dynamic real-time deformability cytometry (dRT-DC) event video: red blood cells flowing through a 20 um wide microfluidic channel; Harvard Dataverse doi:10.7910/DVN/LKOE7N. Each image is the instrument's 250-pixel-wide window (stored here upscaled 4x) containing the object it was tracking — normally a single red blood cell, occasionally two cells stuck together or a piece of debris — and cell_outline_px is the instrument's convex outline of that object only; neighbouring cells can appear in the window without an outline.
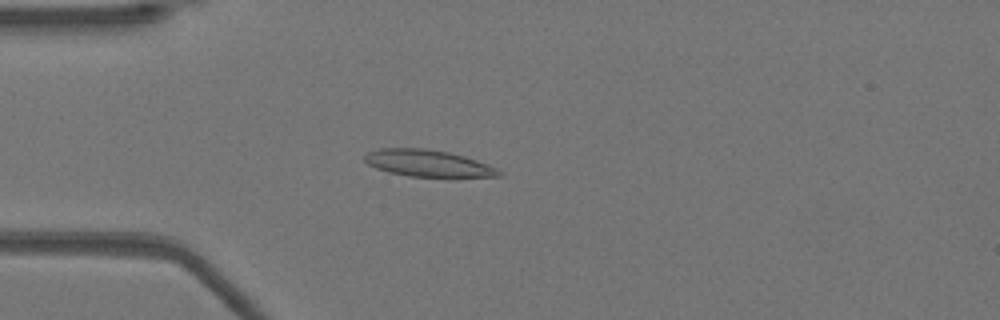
{"species": "Egyptian fruit bat (a non-hibernating species)", "species_latin": "Rousettus aegyptiacus", "temperature_condition": "warm", "stored_images_in_passage": 49, "camera_frame_rate_fps": 3000, "um_per_image_px": 0.085, "animal": {"sex": "female"}, "frame": {"image": 1, "passage_image": 14, "time_ms": 4.333, "image_size_px": [1000, 320], "cell_outline_px": [[504, 176], [408, 176], [388, 172], [376, 168], [368, 164], [364, 160], [364, 156], [368, 152], [380, 148], [424, 148], [448, 152], [464, 156], [488, 164], [504, 172]], "centroid_in_image_um": [36.37, 13.87], "position_along_channel_um": 48.6, "area_um2": 20.75}}
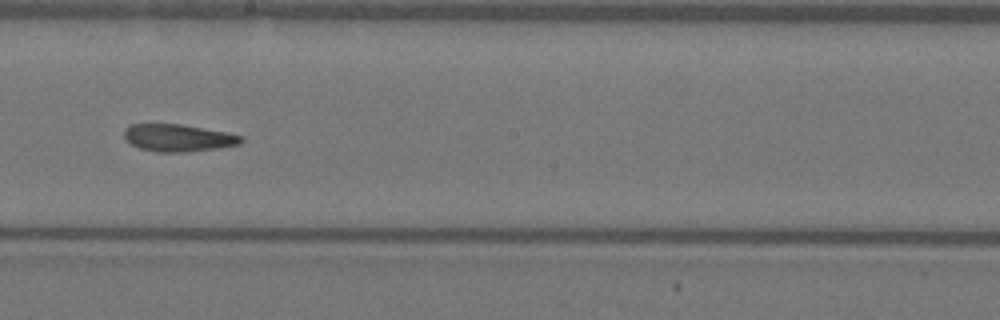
{"frame": {"image": 2, "passage_image": 29, "time_ms": 9.333, "image_size_px": [1000, 320], "cell_outline_px": [[244, 140], [240, 144], [216, 148], [188, 152], [156, 152], [140, 148], [132, 144], [124, 136], [124, 128], [128, 124], [180, 124], [224, 132], [244, 136]], "centroid_in_image_um": [15.13, 11.72], "position_along_channel_um": 233.1, "area_um2": 18.5}}
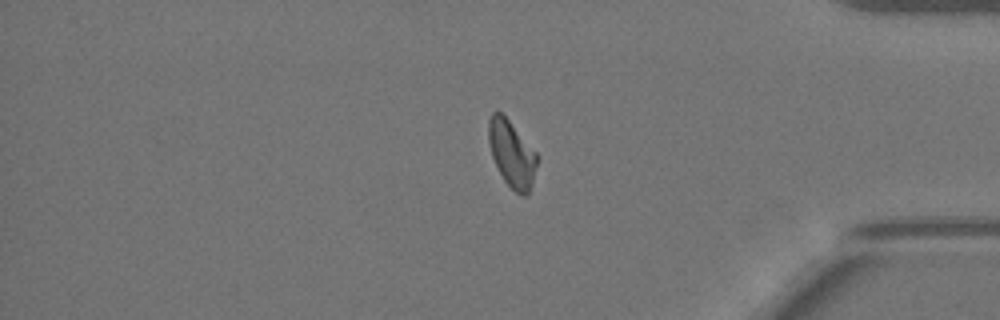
{"frame": {"image": 3, "passage_image": 43, "time_ms": 14.0, "image_size_px": [1000, 320], "cell_outline_px": [[540, 160], [528, 196], [524, 196], [516, 192], [504, 180], [492, 156], [488, 140], [488, 120], [492, 112], [500, 112], [508, 120], [540, 156]], "centroid_in_image_um": [43.54, 13.1], "position_along_channel_um": 391.7, "area_um2": 18.84}, "authors_computed_cell_mechanics": {"area_um2": 19.3052, "velocity_mm_per_s": 3.9454, "shape_relaxation_time_tau1_ms": null, "shape_relaxation_time_tau2_ms": 4.5794, "deformation_change_tau1": null, "deformation_change_tau2": 0.1148}}